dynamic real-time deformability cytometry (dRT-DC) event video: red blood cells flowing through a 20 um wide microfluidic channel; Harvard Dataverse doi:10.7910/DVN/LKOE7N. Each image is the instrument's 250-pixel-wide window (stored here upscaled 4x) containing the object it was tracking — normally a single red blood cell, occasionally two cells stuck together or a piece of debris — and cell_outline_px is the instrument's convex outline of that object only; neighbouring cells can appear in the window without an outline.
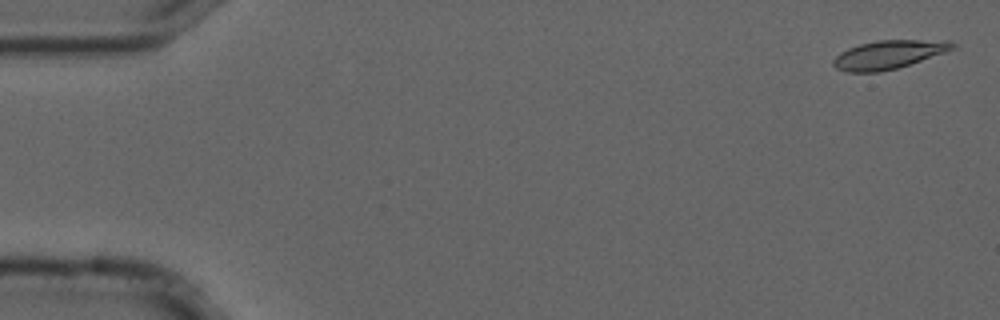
{"species": "common noctule bat (a hibernating species)", "species_latin": "Nyctalus noctula", "temperature_condition": "cold", "stored_images_in_passage": 24, "camera_frame_rate_fps": 3000, "um_per_image_px": 0.085, "animal": {"sex": "male", "forearm_length_mm": 52.5}, "frame": {"image": 1, "passage_image": 2, "time_ms": 0.333, "image_size_px": [1000, 320], "cell_outline_px": [[956, 48], [896, 68], [880, 72], [848, 72], [836, 68], [832, 64], [832, 60], [840, 52], [848, 48], [860, 44], [876, 40], [952, 40], [956, 44]], "centroid_in_image_um": [75.52, 4.63], "position_along_channel_um": 9.5, "area_um2": 19.71}}
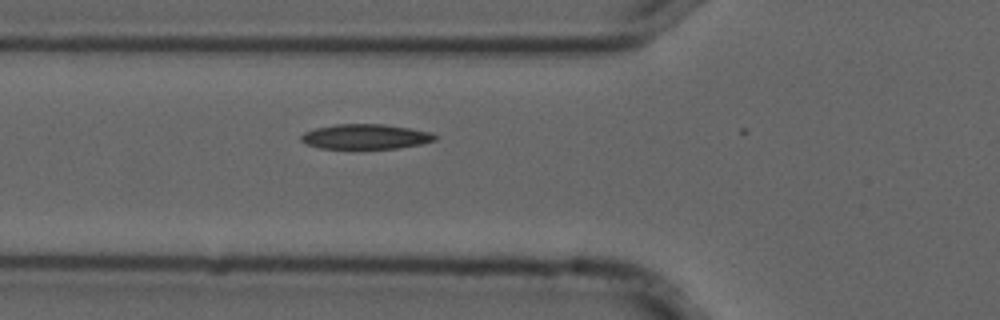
{"frame": {"image": 2, "passage_image": 20, "time_ms": 6.333, "image_size_px": [1000, 320], "cell_outline_px": [[440, 136], [436, 140], [420, 144], [400, 148], [320, 148], [308, 144], [300, 140], [300, 136], [304, 132], [316, 128], [336, 124], [384, 124], [432, 132]], "centroid_in_image_um": [31.11, 11.61], "position_along_channel_um": 94.7, "area_um2": 19.42}}
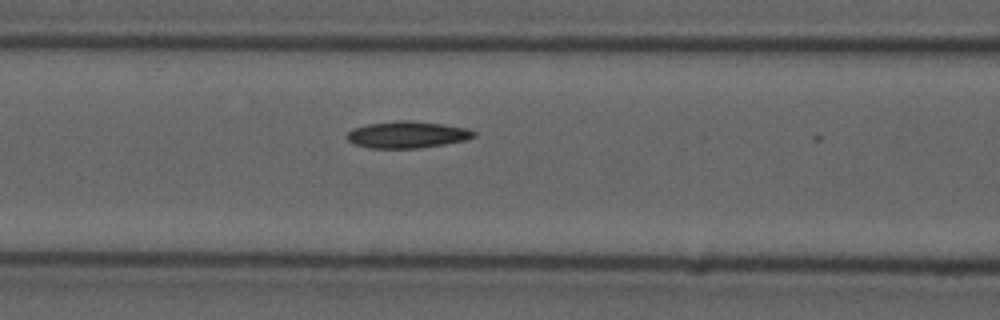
{"frame": {"image": 3, "passage_image": 23, "time_ms": 7.333, "image_size_px": [1000, 320], "cell_outline_px": [[476, 136], [464, 140], [444, 144], [420, 148], [368, 148], [356, 144], [348, 140], [344, 136], [352, 128], [368, 124], [396, 120], [408, 120], [440, 124], [464, 128], [476, 132]], "centroid_in_image_um": [34.56, 11.45], "position_along_channel_um": 132.0, "area_um2": 19.65}}